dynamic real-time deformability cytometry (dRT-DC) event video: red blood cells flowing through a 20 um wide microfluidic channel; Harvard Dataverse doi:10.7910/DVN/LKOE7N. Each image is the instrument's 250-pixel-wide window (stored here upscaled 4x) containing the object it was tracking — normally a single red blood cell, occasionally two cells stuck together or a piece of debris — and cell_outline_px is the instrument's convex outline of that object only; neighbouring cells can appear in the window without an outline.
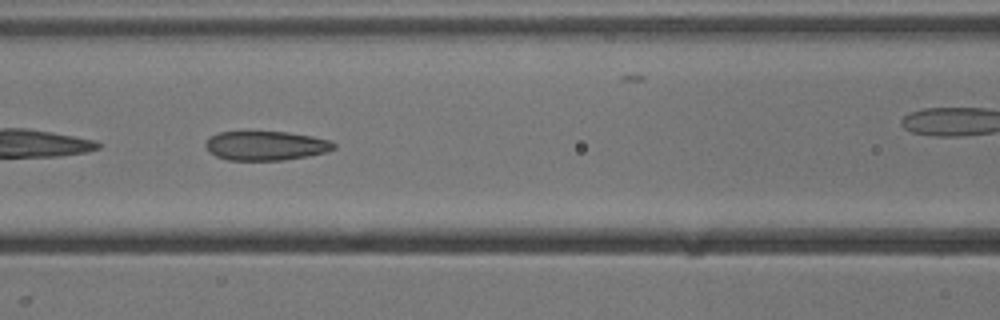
{"species": "common noctule bat (a hibernating species)", "species_latin": "Nyctalus noctula", "temperature_condition": "cold", "stored_images_in_passage": 22, "camera_frame_rate_fps": 3000, "um_per_image_px": 0.085, "animal": {"sex": "male", "body_mass_g": 13.3}, "frame": {"image": 1, "passage_image": 7, "time_ms": 2.0, "image_size_px": [1000, 320], "cell_outline_px": [[336, 148], [328, 152], [308, 156], [284, 160], [228, 160], [216, 156], [208, 152], [204, 144], [212, 136], [220, 132], [288, 132], [312, 136], [332, 140], [336, 144]], "centroid_in_image_um": [22.65, 12.39], "position_along_channel_um": 144.0, "area_um2": 21.96}}
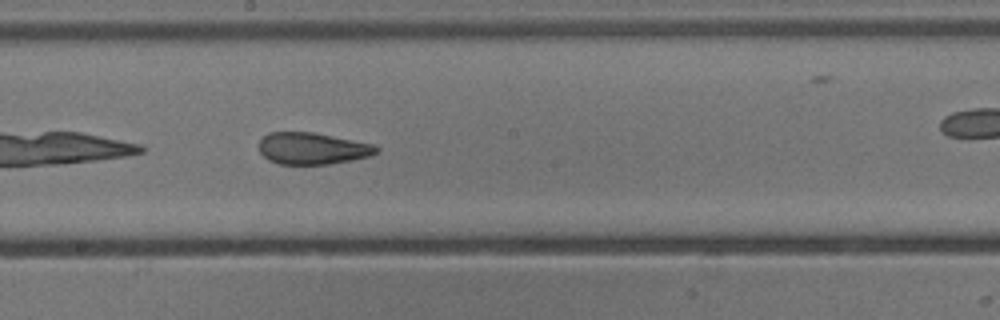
{"frame": {"image": 2, "passage_image": 13, "time_ms": 4.0, "image_size_px": [1000, 320], "cell_outline_px": [[380, 152], [372, 156], [352, 160], [328, 164], [280, 164], [268, 160], [260, 152], [260, 140], [268, 132], [312, 132], [376, 144], [380, 148]], "centroid_in_image_um": [26.62, 12.62], "position_along_channel_um": 221.6, "area_um2": 21.91}}
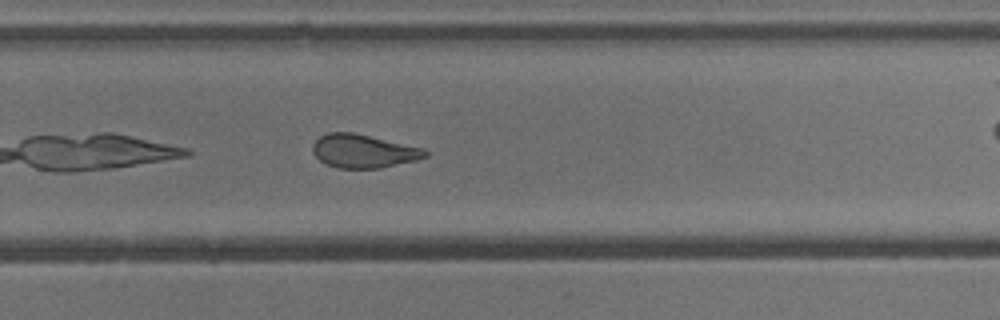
{"frame": {"image": 3, "passage_image": 19, "time_ms": 6.0, "image_size_px": [1000, 320], "cell_outline_px": [[428, 156], [416, 160], [380, 168], [340, 168], [328, 164], [320, 160], [312, 152], [312, 144], [320, 136], [328, 132], [352, 132], [424, 148], [428, 152]], "centroid_in_image_um": [30.89, 12.84], "position_along_channel_um": 298.9, "area_um2": 21.79}}